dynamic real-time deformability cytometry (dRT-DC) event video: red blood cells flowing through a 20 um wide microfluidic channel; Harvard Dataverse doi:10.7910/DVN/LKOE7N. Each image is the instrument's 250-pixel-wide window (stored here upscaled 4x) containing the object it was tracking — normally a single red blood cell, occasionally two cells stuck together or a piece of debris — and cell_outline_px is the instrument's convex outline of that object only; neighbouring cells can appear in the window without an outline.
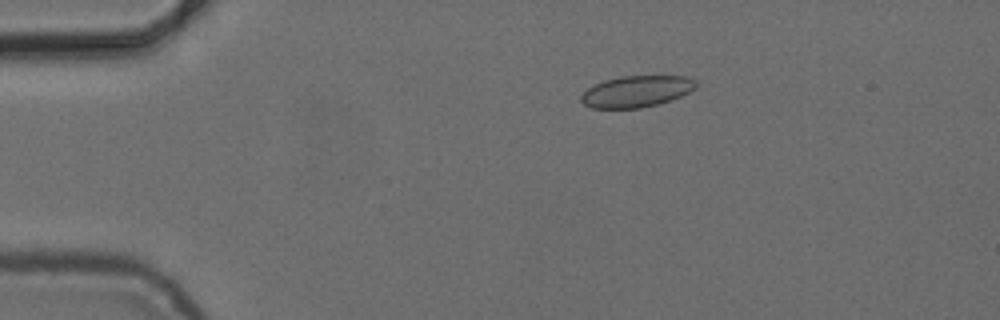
{"species": "common noctule bat (a hibernating species)", "species_latin": "Nyctalus noctula", "temperature_condition": "cold", "stored_images_in_passage": 6, "camera_frame_rate_fps": 3000, "um_per_image_px": 0.085, "animal": {"sex": "female", "body_mass_g": 24.6, "forearm_length_mm": 56.2}, "frame": {"image": 1, "passage_image": 3, "time_ms": 3.333, "image_size_px": [1000, 320], "cell_outline_px": [[696, 88], [672, 100], [640, 108], [592, 108], [584, 104], [580, 100], [580, 96], [588, 88], [604, 80], [620, 76], [688, 76], [696, 80]], "centroid_in_image_um": [54.1, 7.76], "position_along_channel_um": 30.9, "area_um2": 20.98}}
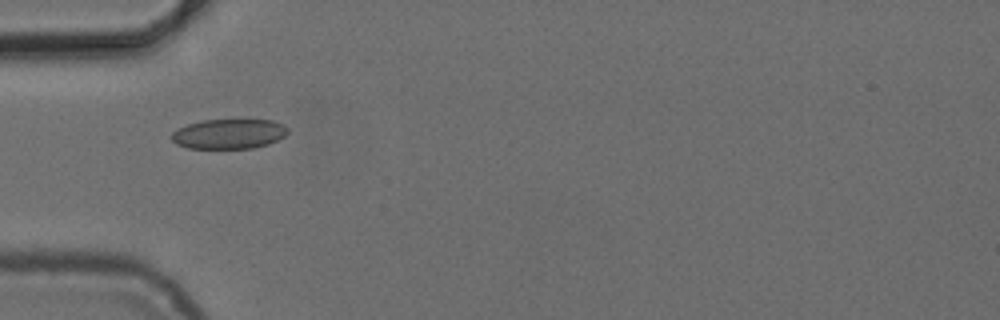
{"frame": {"image": 2, "passage_image": 5, "time_ms": 5.667, "image_size_px": [1000, 320], "cell_outline_px": [[288, 132], [284, 136], [268, 144], [252, 148], [188, 148], [176, 144], [172, 140], [172, 132], [176, 128], [188, 124], [204, 120], [272, 120], [284, 124], [288, 128]], "centroid_in_image_um": [19.45, 11.38], "position_along_channel_um": 65.6, "area_um2": 20.17}}
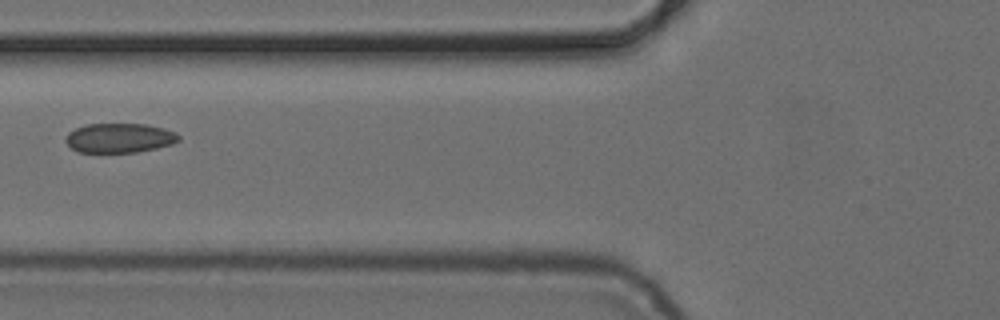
{"frame": {"image": 3, "passage_image": 6, "time_ms": 7.0, "image_size_px": [1000, 320], "cell_outline_px": [[180, 140], [172, 144], [156, 148], [136, 152], [76, 152], [64, 140], [68, 132], [84, 124], [144, 124], [164, 128], [176, 132], [180, 136]], "centroid_in_image_um": [10.15, 11.72], "position_along_channel_um": 115.7, "area_um2": 19.48}}